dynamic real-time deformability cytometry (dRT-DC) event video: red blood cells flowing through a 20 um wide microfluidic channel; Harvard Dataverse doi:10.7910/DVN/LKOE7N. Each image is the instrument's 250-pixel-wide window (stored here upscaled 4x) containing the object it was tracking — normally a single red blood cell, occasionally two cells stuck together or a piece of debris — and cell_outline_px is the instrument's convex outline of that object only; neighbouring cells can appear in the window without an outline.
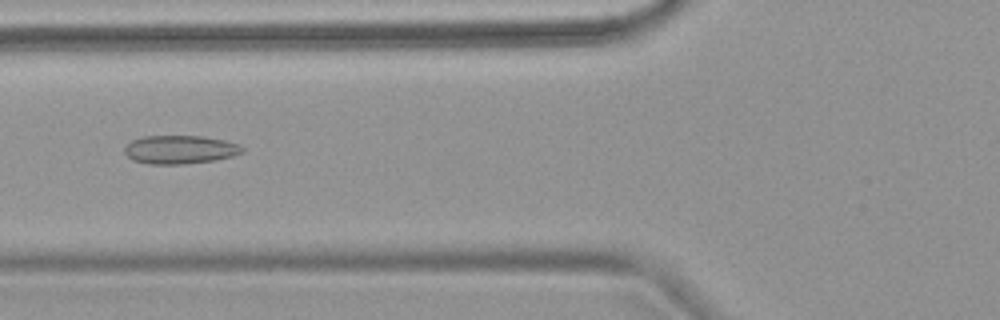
{"species": "common noctule bat (a hibernating species)", "species_latin": "Nyctalus noctula", "temperature_condition": "warm", "stored_images_in_passage": 7, "camera_frame_rate_fps": 3000, "um_per_image_px": 0.085, "animal": {"sex": "female", "body_mass_g": 18.4}, "frame": {"image": 1, "passage_image": 5, "time_ms": 4.667, "image_size_px": [1000, 320], "cell_outline_px": [[244, 152], [232, 156], [212, 160], [184, 164], [148, 164], [132, 160], [124, 152], [124, 148], [132, 140], [144, 136], [204, 136], [224, 140], [236, 144], [244, 148]], "centroid_in_image_um": [15.27, 12.71], "position_along_channel_um": 110.5, "area_um2": 19.42}}
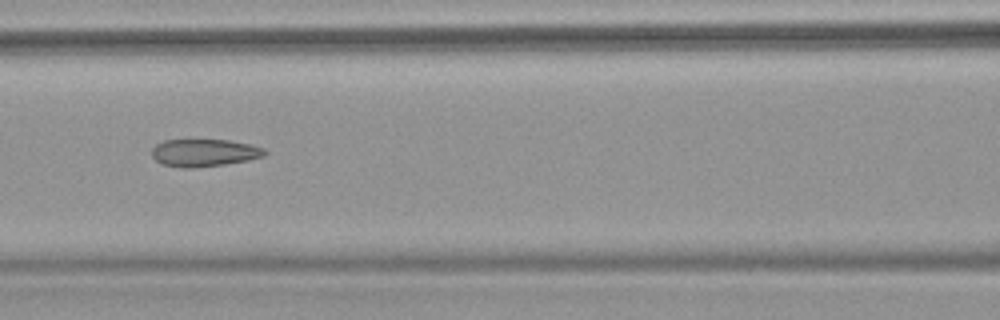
{"frame": {"image": 2, "passage_image": 6, "time_ms": 5.667, "image_size_px": [1000, 320], "cell_outline_px": [[268, 152], [264, 156], [248, 160], [224, 164], [192, 168], [180, 168], [160, 164], [152, 156], [152, 148], [156, 144], [164, 140], [228, 140], [248, 144], [264, 148]], "centroid_in_image_um": [17.33, 12.99], "position_along_channel_um": 149.3, "area_um2": 18.09}}
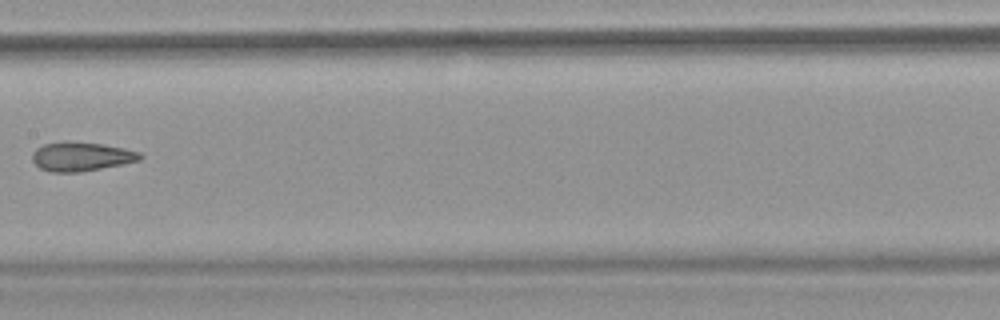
{"frame": {"image": 3, "passage_image": 7, "time_ms": 7.0, "image_size_px": [1000, 320], "cell_outline_px": [[144, 156], [140, 160], [124, 164], [80, 172], [52, 172], [40, 168], [32, 160], [32, 152], [36, 148], [44, 144], [64, 140], [68, 140], [104, 144], [124, 148], [140, 152]], "centroid_in_image_um": [6.91, 13.29], "position_along_channel_um": 200.5, "area_um2": 18.55}}